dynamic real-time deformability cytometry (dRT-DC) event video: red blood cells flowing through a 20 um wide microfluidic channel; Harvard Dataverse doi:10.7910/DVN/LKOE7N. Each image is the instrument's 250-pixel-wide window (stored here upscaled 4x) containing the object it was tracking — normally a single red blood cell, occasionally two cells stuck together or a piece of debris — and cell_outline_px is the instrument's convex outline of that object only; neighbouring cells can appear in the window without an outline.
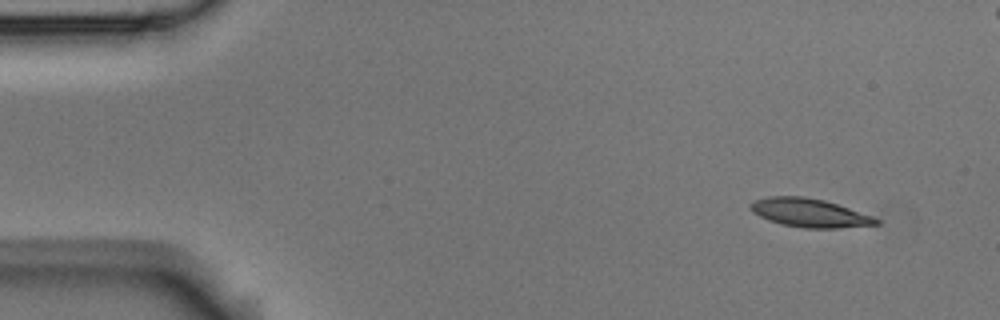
{"species": "Egyptian fruit bat (a non-hibernating species)", "species_latin": "Rousettus aegyptiacus", "temperature_condition": "room temperature", "stored_images_in_passage": 4, "camera_frame_rate_fps": 3000, "um_per_image_px": 0.085, "animal": {"sex": "male"}, "frame": {"image": 1, "passage_image": 1, "time_ms": 0.0, "image_size_px": [1000, 320], "cell_outline_px": [[880, 224], [836, 228], [804, 228], [784, 224], [768, 220], [752, 212], [748, 208], [748, 204], [756, 200], [768, 196], [804, 196], [824, 200], [872, 216], [880, 220]], "centroid_in_image_um": [68.77, 18.08], "position_along_channel_um": 16.2, "area_um2": 20.75}}